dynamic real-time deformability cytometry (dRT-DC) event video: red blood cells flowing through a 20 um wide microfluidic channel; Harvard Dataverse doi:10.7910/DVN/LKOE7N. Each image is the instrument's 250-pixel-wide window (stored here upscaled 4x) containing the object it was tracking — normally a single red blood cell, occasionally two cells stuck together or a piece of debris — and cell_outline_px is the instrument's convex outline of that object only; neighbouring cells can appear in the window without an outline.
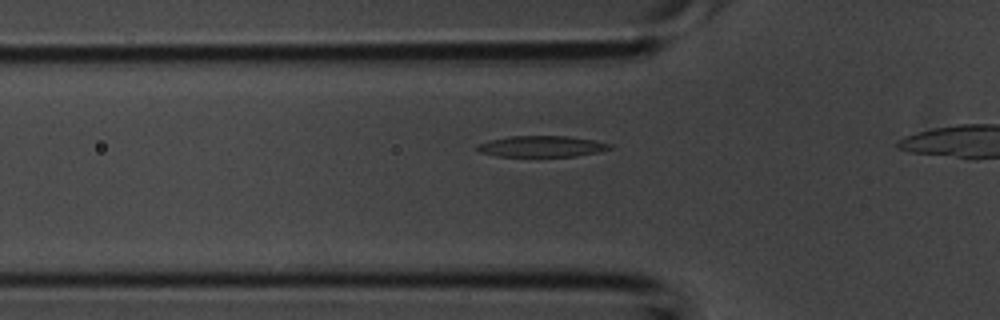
{"species": "common noctule bat (a hibernating species)", "species_latin": "Nyctalus noctula", "temperature_condition": "room temperature", "stored_images_in_passage": 9, "camera_frame_rate_fps": 3000, "um_per_image_px": 0.085, "animal": {"sex": "male", "body_mass_g": 20.1, "forearm_length_mm": 53.5}, "frame": {"image": 1, "passage_image": 7, "time_ms": 2.0, "image_size_px": [1000, 320], "cell_outline_px": [[612, 148], [596, 152], [576, 156], [496, 156], [480, 152], [476, 148], [476, 144], [488, 140], [508, 136], [568, 136], [592, 140], [612, 144]], "centroid_in_image_um": [45.99, 12.43], "position_along_channel_um": 79.8, "area_um2": 16.24}}